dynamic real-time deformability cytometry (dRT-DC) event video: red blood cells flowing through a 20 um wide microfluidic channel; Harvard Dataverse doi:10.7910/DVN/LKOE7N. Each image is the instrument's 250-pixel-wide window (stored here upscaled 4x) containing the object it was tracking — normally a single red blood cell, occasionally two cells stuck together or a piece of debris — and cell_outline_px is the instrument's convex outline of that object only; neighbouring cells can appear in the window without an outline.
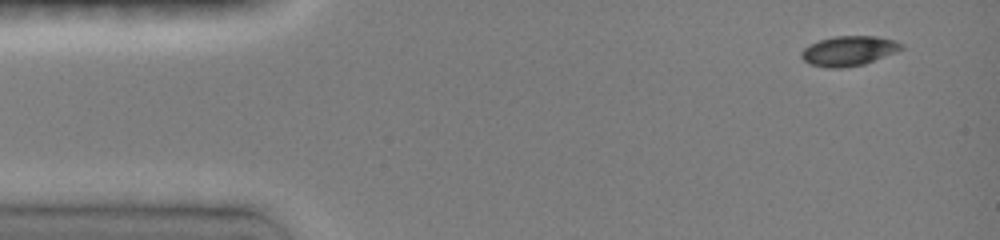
{"species": "common noctule bat (a hibernating species)", "species_latin": "Nyctalus noctula", "temperature_condition": "room temperature", "stored_images_in_passage": 4, "camera_frame_rate_fps": 3000, "um_per_image_px": 0.085, "animal": {"sex": "female", "body_mass_g": 19.0, "forearm_length_mm": 51.5}, "frame": {"image": 1, "passage_image": 1, "time_ms": 0.0, "image_size_px": [1000, 240], "cell_outline_px": [[904, 48], [896, 52], [864, 64], [840, 68], [828, 68], [808, 64], [800, 56], [800, 52], [804, 48], [820, 40], [836, 36], [876, 36], [896, 40], [904, 44]], "centroid_in_image_um": [72.16, 4.32], "position_along_channel_um": 12.8, "area_um2": 17.4}}
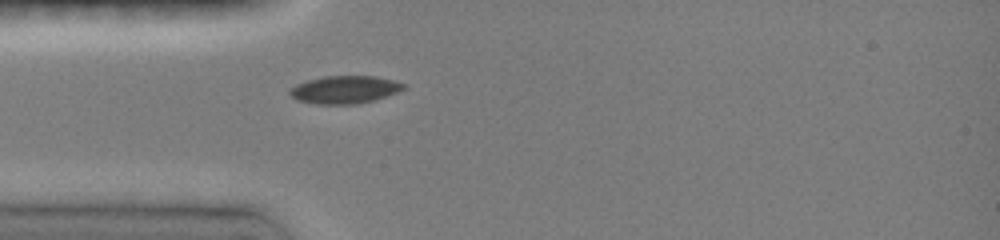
{"frame": {"image": 2, "passage_image": 4, "time_ms": 3.333, "image_size_px": [1000, 240], "cell_outline_px": [[408, 88], [372, 100], [356, 104], [316, 104], [296, 100], [288, 92], [296, 84], [308, 80], [324, 76], [376, 76], [408, 84]], "centroid_in_image_um": [29.31, 7.61], "position_along_channel_um": 55.7, "area_um2": 18.32}}